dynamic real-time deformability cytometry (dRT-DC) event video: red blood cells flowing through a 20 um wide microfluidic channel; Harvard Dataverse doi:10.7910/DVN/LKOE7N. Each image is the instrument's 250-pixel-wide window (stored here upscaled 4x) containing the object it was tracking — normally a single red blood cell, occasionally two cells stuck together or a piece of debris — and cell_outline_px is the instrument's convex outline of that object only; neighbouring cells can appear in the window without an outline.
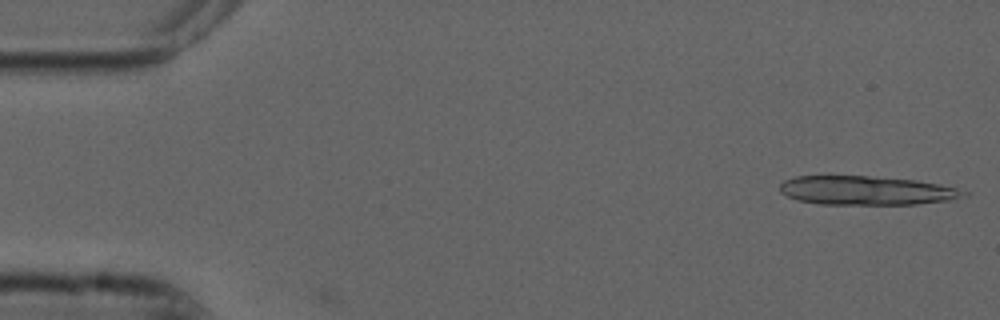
{"species": "common noctule bat (a hibernating species)", "species_latin": "Nyctalus noctula", "temperature_condition": "cold", "stored_images_in_passage": 2, "camera_frame_rate_fps": 3000, "um_per_image_px": 0.085, "animal": {"sex": "male", "forearm_length_mm": 52.5}, "frame": {"image": 1, "passage_image": 1, "time_ms": 0.0, "image_size_px": [1000, 320], "cell_outline_px": [[968, 196], [948, 200], [916, 204], [820, 204], [796, 200], [780, 192], [780, 184], [784, 180], [796, 176], [868, 176], [916, 180], [956, 188], [968, 192]], "centroid_in_image_um": [73.62, 16.19], "position_along_channel_um": 11.4, "area_um2": 30.87}}